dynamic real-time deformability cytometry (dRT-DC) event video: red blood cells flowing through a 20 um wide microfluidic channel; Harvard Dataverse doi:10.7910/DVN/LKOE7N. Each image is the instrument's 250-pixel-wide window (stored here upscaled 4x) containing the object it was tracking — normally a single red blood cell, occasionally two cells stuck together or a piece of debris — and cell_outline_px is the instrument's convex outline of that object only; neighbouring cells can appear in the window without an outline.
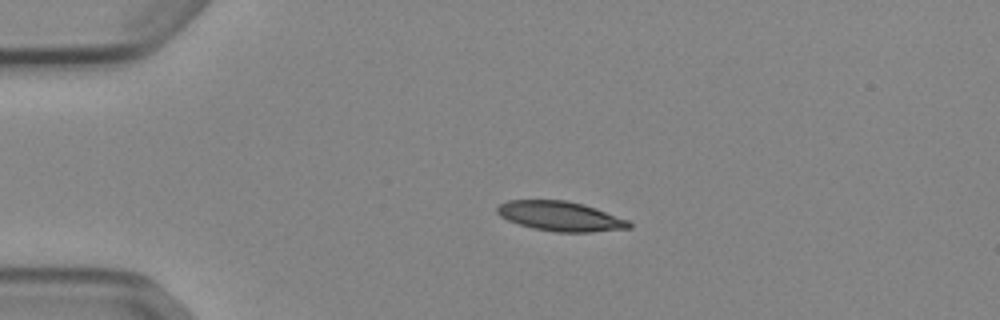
{"species": "Egyptian fruit bat (a non-hibernating species)", "species_latin": "Rousettus aegyptiacus", "temperature_condition": "cold", "stored_images_in_passage": 42, "camera_frame_rate_fps": 3000, "um_per_image_px": 0.085, "animal": {"sex": "female"}, "frame": {"image": 1, "passage_image": 1, "time_ms": 0.0, "image_size_px": [1000, 320], "cell_outline_px": [[632, 228], [592, 232], [556, 232], [532, 228], [508, 220], [500, 216], [496, 212], [496, 208], [500, 204], [508, 200], [564, 200], [584, 204], [596, 208], [628, 220], [632, 224]], "centroid_in_image_um": [47.64, 18.38], "position_along_channel_um": 37.4, "area_um2": 22.83}}
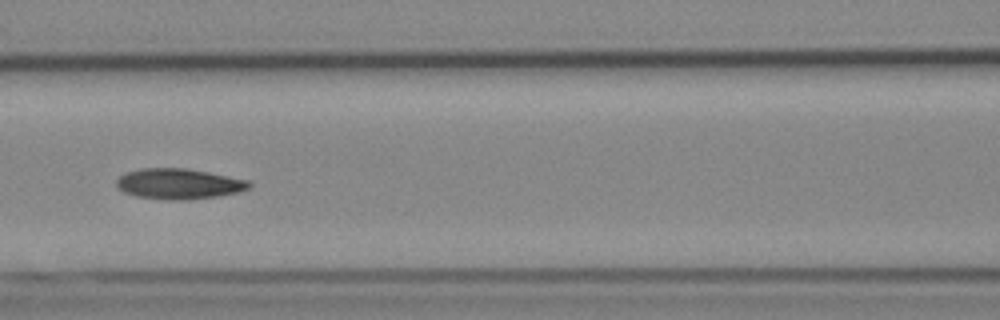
{"frame": {"image": 2, "passage_image": 13, "time_ms": 4.0, "image_size_px": [1000, 320], "cell_outline_px": [[252, 184], [248, 188], [240, 192], [216, 196], [184, 200], [172, 200], [136, 196], [124, 192], [116, 188], [116, 180], [124, 172], [140, 168], [184, 168], [208, 172], [248, 180]], "centroid_in_image_um": [15.16, 15.62], "position_along_channel_um": 151.4, "area_um2": 23.58}}
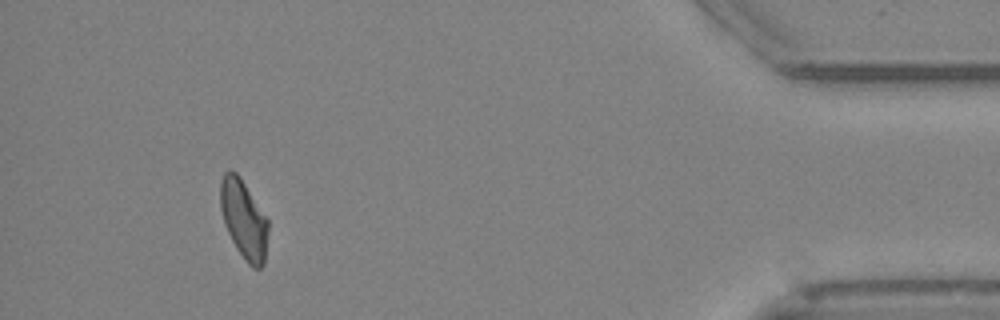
{"frame": {"image": 3, "passage_image": 38, "time_ms": 12.333, "image_size_px": [1000, 320], "cell_outline_px": [[268, 232], [264, 264], [260, 268], [252, 268], [248, 264], [236, 248], [224, 224], [220, 208], [220, 180], [224, 172], [228, 168], [236, 172], [240, 176], [268, 220]], "centroid_in_image_um": [20.7, 18.62], "position_along_channel_um": 414.5, "area_um2": 22.02}, "authors_computed_cell_mechanics": {"area_um2": 22.831, "velocity_mm_per_s": 3.8614, "shape_relaxation_time_tau1_ms": 5.8504, "shape_relaxation_time_tau2_ms": 4.3248, "deformation_change_tau1": 0.1426, "deformation_change_tau2": 0.1128}}